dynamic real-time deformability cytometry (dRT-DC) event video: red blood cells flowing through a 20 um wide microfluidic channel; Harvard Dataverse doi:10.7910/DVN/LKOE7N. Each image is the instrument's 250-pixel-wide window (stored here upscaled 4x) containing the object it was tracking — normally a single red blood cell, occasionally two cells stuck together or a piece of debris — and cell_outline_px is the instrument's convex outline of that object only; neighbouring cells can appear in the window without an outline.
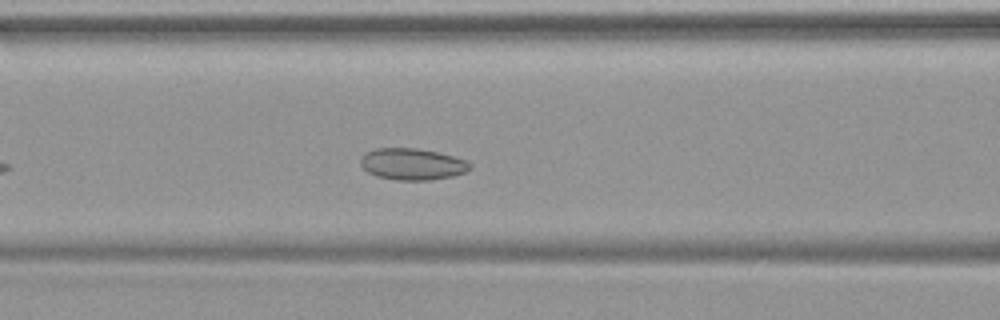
{"species": "common noctule bat (a hibernating species)", "species_latin": "Nyctalus noctula", "temperature_condition": "warm", "stored_images_in_passage": 36, "camera_frame_rate_fps": 3000, "um_per_image_px": 0.085, "animal": {"sex": "female", "body_mass_g": 19.9}, "frame": {"image": 1, "passage_image": 10, "time_ms": 3.0, "image_size_px": [1000, 320], "cell_outline_px": [[472, 168], [464, 172], [452, 176], [428, 180], [396, 180], [376, 176], [368, 172], [360, 164], [360, 160], [368, 152], [376, 148], [416, 148], [436, 152], [468, 160], [472, 164]], "centroid_in_image_um": [35.07, 13.95], "position_along_channel_um": 131.5, "area_um2": 20.0}}
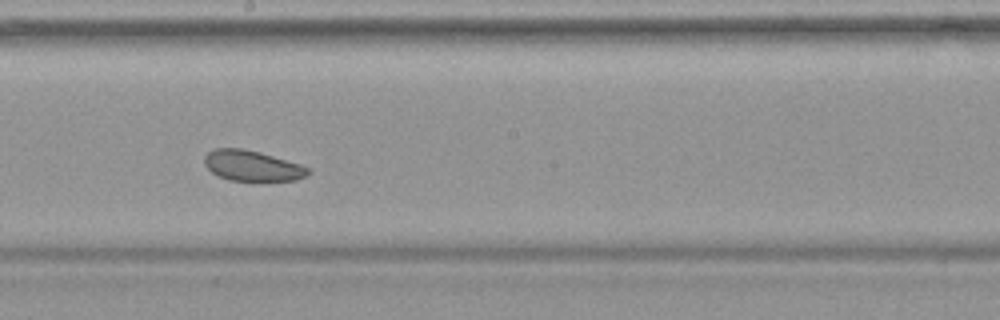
{"frame": {"image": 2, "passage_image": 17, "time_ms": 5.333, "image_size_px": [1000, 320], "cell_outline_px": [[312, 172], [308, 176], [296, 180], [228, 180], [216, 176], [204, 164], [204, 156], [208, 152], [216, 148], [244, 148], [260, 152], [300, 164], [308, 168]], "centroid_in_image_um": [21.43, 14.08], "position_along_channel_um": 226.8, "area_um2": 18.5}}
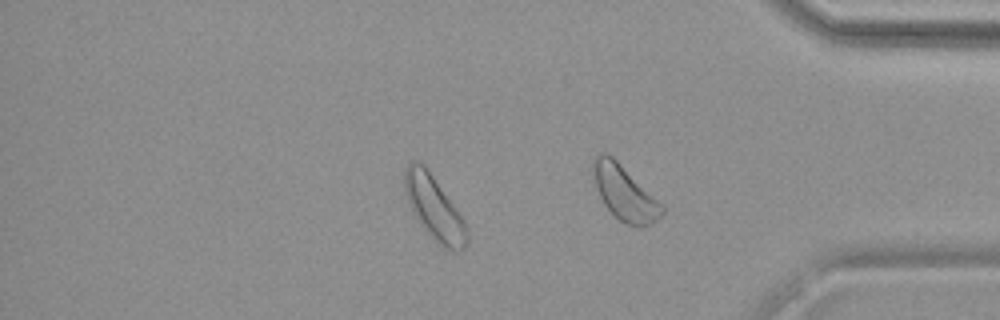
{"frame": {"image": 3, "passage_image": 29, "time_ms": 9.333, "image_size_px": [1000, 320], "cell_outline_px": [[468, 244], [460, 252], [452, 252], [444, 248], [420, 224], [412, 212], [404, 192], [404, 168], [412, 160], [420, 160], [424, 164], [456, 208], [464, 220], [468, 228]], "centroid_in_image_um": [36.91, 17.67], "position_along_channel_um": 398.3, "area_um2": 23.29}}